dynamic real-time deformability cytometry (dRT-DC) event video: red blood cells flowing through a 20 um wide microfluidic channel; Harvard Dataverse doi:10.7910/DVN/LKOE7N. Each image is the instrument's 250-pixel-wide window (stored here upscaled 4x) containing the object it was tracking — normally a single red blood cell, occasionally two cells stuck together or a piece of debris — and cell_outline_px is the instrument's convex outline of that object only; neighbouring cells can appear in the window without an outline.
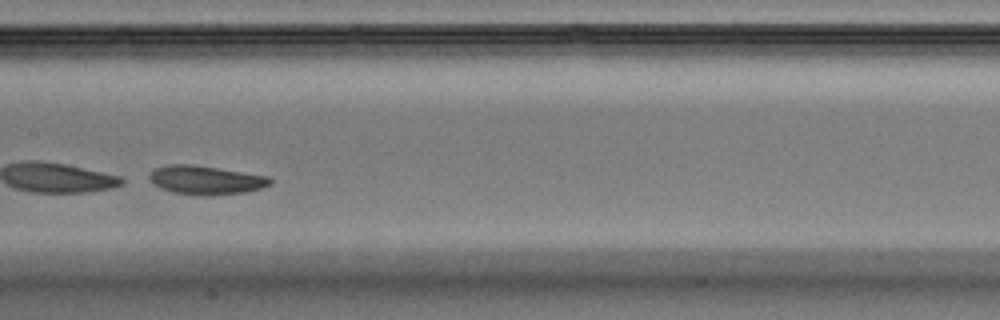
{"species": "Egyptian fruit bat (a non-hibernating species)", "species_latin": "Rousettus aegyptiacus", "temperature_condition": "warm", "stored_images_in_passage": 36, "segment_of_instrument_passage": [2, 2], "camera_frame_rate_fps": 3000, "um_per_image_px": 0.085, "animal": {"sex": "male"}, "frame": {"image": 1, "passage_image": 16, "time_ms": 5.0, "image_size_px": [1000, 320], "cell_outline_px": [[272, 184], [260, 188], [244, 192], [204, 196], [172, 192], [160, 188], [152, 184], [148, 180], [148, 176], [156, 168], [168, 164], [188, 164], [216, 168], [268, 176], [272, 180]], "centroid_in_image_um": [17.45, 15.31], "position_along_channel_um": 190.0, "area_um2": 20.11}}